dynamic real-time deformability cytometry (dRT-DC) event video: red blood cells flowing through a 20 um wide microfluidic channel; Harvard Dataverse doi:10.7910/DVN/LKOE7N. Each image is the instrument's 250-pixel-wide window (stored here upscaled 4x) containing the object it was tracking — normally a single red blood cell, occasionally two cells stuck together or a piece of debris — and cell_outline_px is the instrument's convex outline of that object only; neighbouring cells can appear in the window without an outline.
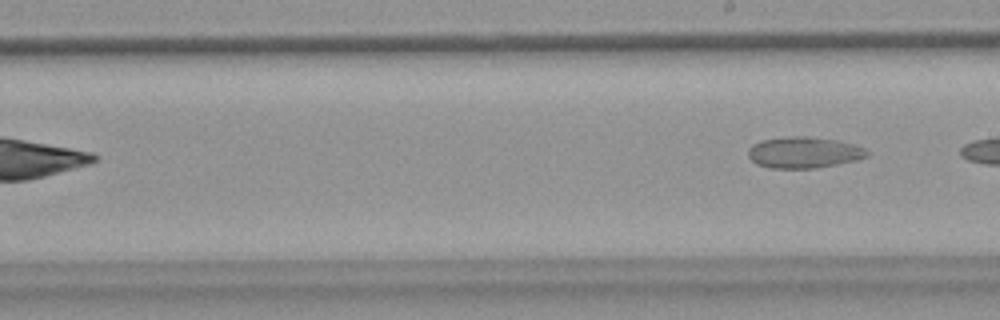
{"species": "common noctule bat (a hibernating species)", "species_latin": "Nyctalus noctula", "temperature_condition": "warm", "stored_images_in_passage": 9, "camera_frame_rate_fps": 3000, "um_per_image_px": 0.085, "animal": {"sex": "female", "body_mass_g": 18.4}, "frame": {"image": 1, "passage_image": 9, "time_ms": 2.667, "image_size_px": [1000, 320], "cell_outline_px": [[868, 156], [856, 160], [816, 168], [772, 168], [756, 164], [748, 156], [748, 148], [752, 144], [760, 140], [792, 136], [808, 136], [836, 140], [852, 144], [864, 148], [868, 152]], "centroid_in_image_um": [68.29, 12.95], "position_along_channel_um": 220.7, "area_um2": 21.56}}